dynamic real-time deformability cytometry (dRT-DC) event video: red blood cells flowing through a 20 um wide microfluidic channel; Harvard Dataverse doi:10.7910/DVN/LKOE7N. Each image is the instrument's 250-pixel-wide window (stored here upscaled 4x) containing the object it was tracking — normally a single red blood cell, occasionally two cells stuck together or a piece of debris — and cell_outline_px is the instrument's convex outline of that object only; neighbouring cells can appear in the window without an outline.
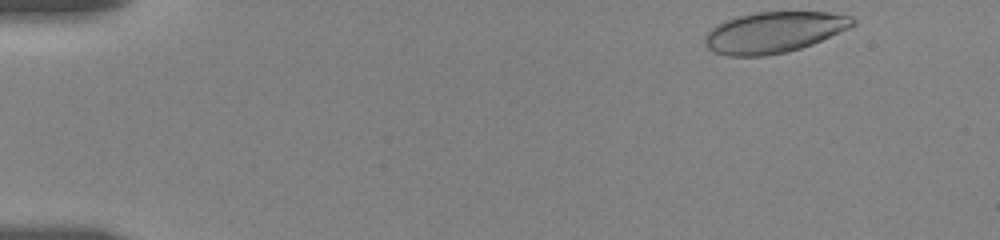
{"species": "human", "species_latin": "Homo sapiens", "temperature_condition": "room temperature", "stored_images_in_passage": 39, "camera_frame_rate_fps": 3000, "um_per_image_px": 0.085, "donor": {"sex": "female"}, "frame": {"image": 1, "passage_image": 1, "time_ms": 0.0, "image_size_px": [1000, 240], "cell_outline_px": [[856, 24], [848, 28], [812, 44], [788, 52], [764, 56], [728, 56], [716, 52], [708, 48], [704, 44], [704, 36], [716, 24], [724, 20], [756, 12], [828, 12], [852, 16], [856, 20]], "centroid_in_image_um": [65.77, 2.74], "position_along_channel_um": 19.2, "area_um2": 35.26}}
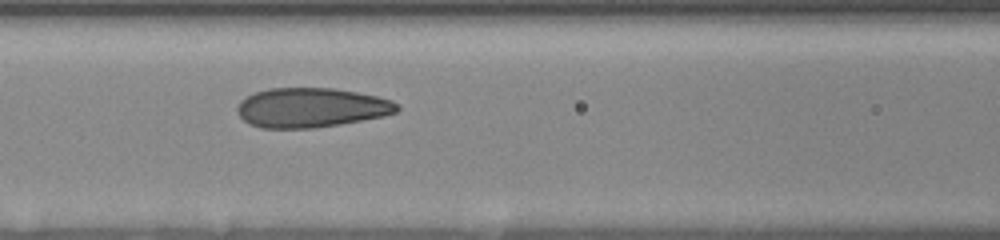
{"frame": {"image": 2, "passage_image": 24, "time_ms": 6.667, "image_size_px": [1000, 240], "cell_outline_px": [[400, 108], [396, 112], [384, 116], [312, 128], [260, 128], [244, 120], [240, 116], [236, 108], [240, 100], [256, 92], [268, 88], [336, 88], [376, 96], [392, 100]], "centroid_in_image_um": [26.43, 9.14], "position_along_channel_um": 140.2, "area_um2": 36.53}}
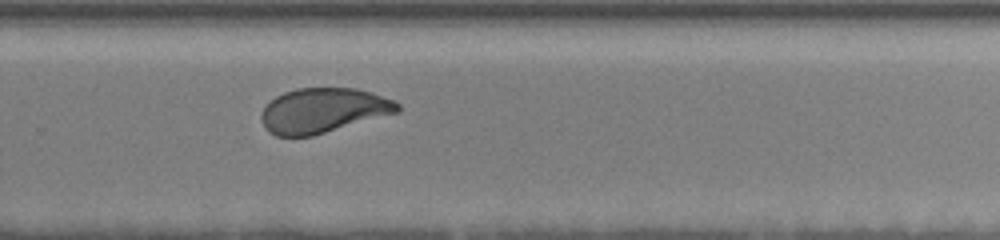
{"frame": {"image": 3, "passage_image": 38, "time_ms": 11.333, "image_size_px": [1000, 240], "cell_outline_px": [[400, 108], [396, 112], [312, 136], [276, 136], [268, 132], [264, 128], [260, 116], [264, 108], [276, 96], [284, 92], [296, 88], [356, 88], [372, 92], [392, 100], [400, 104]], "centroid_in_image_um": [27.42, 9.38], "position_along_channel_um": 302.4, "area_um2": 35.2}}